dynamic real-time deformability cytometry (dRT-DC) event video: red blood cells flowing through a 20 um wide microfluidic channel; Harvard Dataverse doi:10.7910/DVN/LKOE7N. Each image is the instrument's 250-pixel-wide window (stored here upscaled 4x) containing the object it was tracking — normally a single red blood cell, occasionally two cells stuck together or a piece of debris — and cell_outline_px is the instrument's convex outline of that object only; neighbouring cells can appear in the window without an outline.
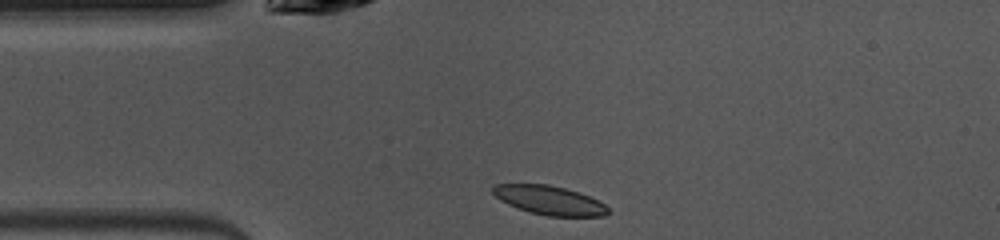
{"species": "common noctule bat (a hibernating species)", "species_latin": "Nyctalus noctula", "temperature_condition": "warm", "stored_images_in_passage": 39, "camera_frame_rate_fps": 3000, "um_per_image_px": 0.085, "animal": {"sex": "female", "body_mass_g": 10.0, "forearm_length_mm": 53.1}, "frame": {"image": 1, "passage_image": 1, "time_ms": 0.0, "image_size_px": [1000, 240], "cell_outline_px": [[612, 212], [604, 216], [548, 216], [528, 212], [508, 204], [500, 200], [492, 192], [492, 188], [496, 184], [548, 184], [580, 192], [604, 204]], "centroid_in_image_um": [46.71, 17.03], "position_along_channel_um": 38.3, "area_um2": 19.42}}
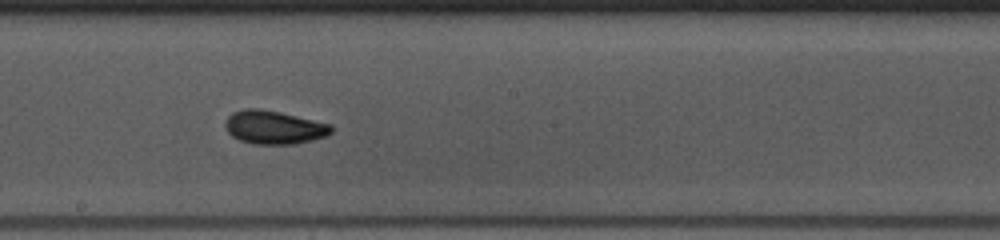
{"frame": {"image": 2, "passage_image": 16, "time_ms": 5.0, "image_size_px": [1000, 240], "cell_outline_px": [[332, 132], [324, 136], [312, 140], [296, 144], [252, 144], [240, 140], [232, 136], [228, 132], [224, 124], [224, 120], [232, 112], [244, 108], [260, 108], [280, 112], [332, 124]], "centroid_in_image_um": [23.26, 10.81], "position_along_channel_um": 224.9, "area_um2": 20.81}}
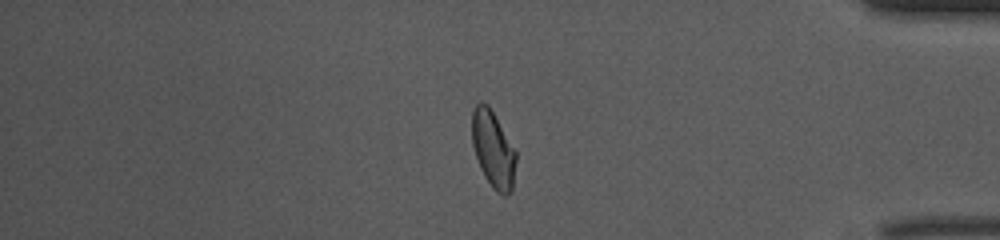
{"frame": {"image": 3, "passage_image": 31, "time_ms": 10.0, "image_size_px": [1000, 240], "cell_outline_px": [[516, 160], [512, 188], [504, 196], [496, 192], [492, 188], [484, 176], [480, 168], [472, 144], [472, 108], [476, 104], [488, 104], [516, 148]], "centroid_in_image_um": [41.92, 12.68], "position_along_channel_um": 393.3, "area_um2": 19.77}, "authors_computed_cell_mechanics": {"area_um2": 19.8254, "velocity_mm_per_s": 4.0386, "shape_relaxation_time_tau1_ms": 3.8495, "shape_relaxation_time_tau2_ms": 2.3096, "deformation_change_tau1": 0.1284, "deformation_change_tau2": 0.0742}}